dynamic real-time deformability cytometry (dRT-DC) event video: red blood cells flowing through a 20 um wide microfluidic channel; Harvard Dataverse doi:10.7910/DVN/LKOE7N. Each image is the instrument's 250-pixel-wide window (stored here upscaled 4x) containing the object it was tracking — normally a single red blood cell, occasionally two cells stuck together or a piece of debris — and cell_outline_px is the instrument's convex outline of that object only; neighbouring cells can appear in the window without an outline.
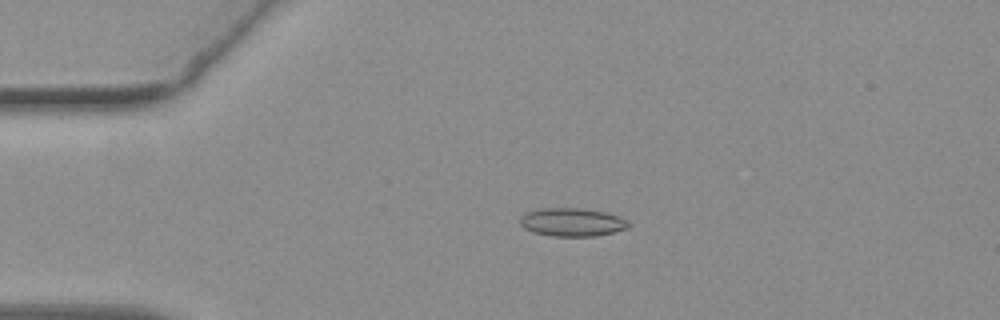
{"species": "common noctule bat (a hibernating species)", "species_latin": "Nyctalus noctula", "temperature_condition": "warm", "stored_images_in_passage": 53, "camera_frame_rate_fps": 3000, "um_per_image_px": 0.085, "animal": {"sex": "female", "body_mass_g": 19.3, "forearm_length_mm": 54.1}, "frame": {"image": 1, "passage_image": 11, "time_ms": 3.333, "image_size_px": [1000, 320], "cell_outline_px": [[632, 224], [628, 228], [596, 236], [552, 236], [532, 232], [524, 228], [520, 224], [520, 216], [524, 212], [544, 208], [580, 208], [604, 212], [620, 216], [628, 220]], "centroid_in_image_um": [48.63, 18.88], "position_along_channel_um": 36.4, "area_um2": 18.03}}
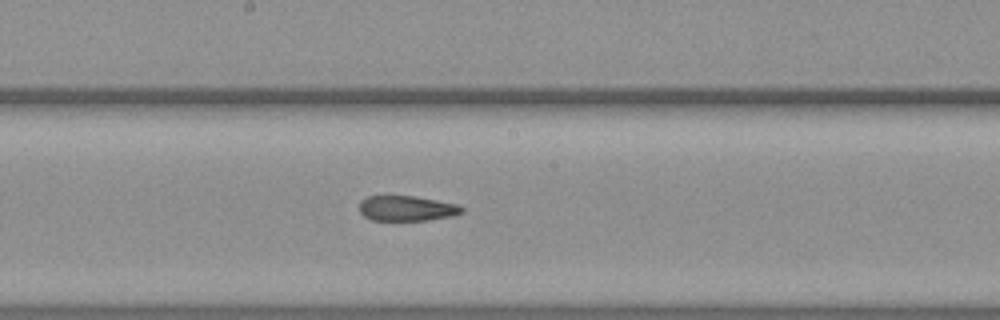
{"frame": {"image": 2, "passage_image": 28, "time_ms": 9.0, "image_size_px": [1000, 320], "cell_outline_px": [[464, 212], [452, 216], [428, 220], [372, 220], [364, 216], [360, 212], [360, 200], [368, 196], [412, 196], [460, 204], [464, 208]], "centroid_in_image_um": [34.6, 17.71], "position_along_channel_um": 213.6, "area_um2": 15.09}}
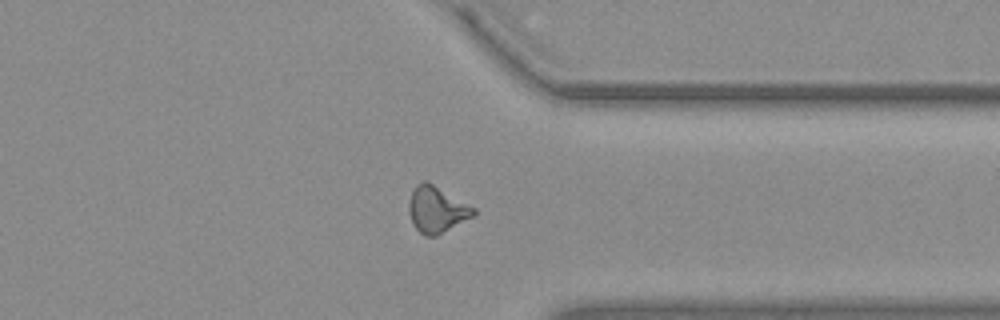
{"frame": {"image": 3, "passage_image": 41, "time_ms": 13.333, "image_size_px": [1000, 320], "cell_outline_px": [[476, 212], [472, 216], [436, 236], [424, 236], [412, 224], [408, 212], [408, 200], [416, 184], [424, 180], [428, 180], [476, 208]], "centroid_in_image_um": [37.09, 17.78], "position_along_channel_um": 374.3, "area_um2": 17.57}, "authors_computed_cell_mechanics": {"area_um2": 16.3574, "velocity_mm_per_s": 3.788, "shape_relaxation_time_tau1_ms": null, "shape_relaxation_time_tau2_ms": 4.1025, "deformation_change_tau1": null, "deformation_change_tau2": 0.143}}